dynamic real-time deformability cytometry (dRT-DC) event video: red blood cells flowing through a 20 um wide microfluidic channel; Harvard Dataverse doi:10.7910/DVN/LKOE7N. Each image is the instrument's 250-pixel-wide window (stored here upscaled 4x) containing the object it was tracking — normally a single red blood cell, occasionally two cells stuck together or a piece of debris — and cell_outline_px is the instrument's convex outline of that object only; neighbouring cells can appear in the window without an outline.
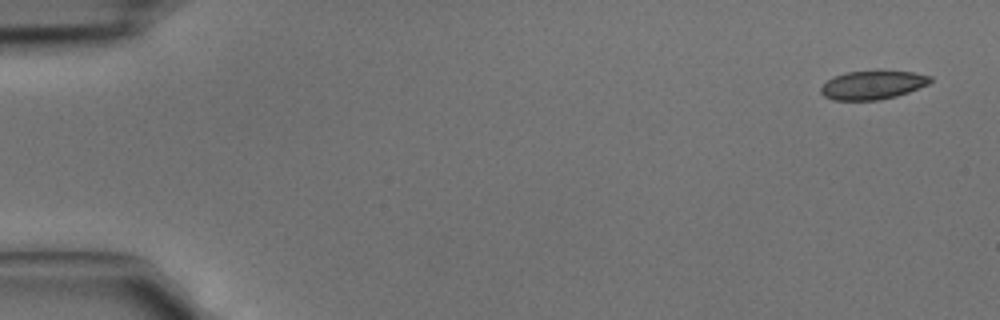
{"species": "common noctule bat (a hibernating species)", "species_latin": "Nyctalus noctula", "temperature_condition": "cold", "stored_images_in_passage": 4, "camera_frame_rate_fps": 3000, "um_per_image_px": 0.085, "animal": {"sex": "male", "body_mass_g": 15.6}, "frame": {"image": 1, "passage_image": 1, "time_ms": 0.0, "image_size_px": [1000, 320], "cell_outline_px": [[932, 80], [928, 84], [908, 92], [896, 96], [876, 100], [832, 100], [824, 96], [820, 92], [820, 88], [832, 76], [848, 72], [876, 68], [912, 72], [932, 76]], "centroid_in_image_um": [74.17, 7.18], "position_along_channel_um": 10.8, "area_um2": 18.84}}